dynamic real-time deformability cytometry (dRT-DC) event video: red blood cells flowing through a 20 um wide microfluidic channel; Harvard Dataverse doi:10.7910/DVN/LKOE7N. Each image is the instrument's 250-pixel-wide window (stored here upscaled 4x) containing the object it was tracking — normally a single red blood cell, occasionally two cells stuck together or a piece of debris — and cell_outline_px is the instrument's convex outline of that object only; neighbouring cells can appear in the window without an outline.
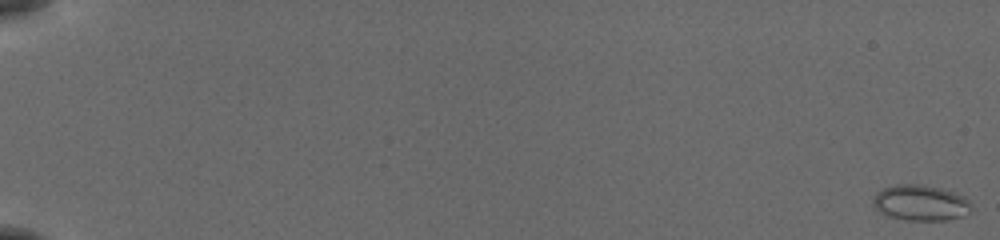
{"species": "common noctule bat (a hibernating species)", "species_latin": "Nyctalus noctula", "temperature_condition": "cold", "stored_images_in_passage": 57, "segment_of_instrument_passage": [1, 2], "camera_frame_rate_fps": 3000, "um_per_image_px": 0.085, "animal": {"sex": "female", "body_mass_g": 19.5, "forearm_length_mm": 54.1}, "frame": {"image": 1, "passage_image": 1, "time_ms": 0.0, "image_size_px": [1000, 240], "cell_outline_px": [[972, 208], [964, 216], [944, 220], [908, 220], [884, 216], [872, 208], [872, 200], [876, 192], [884, 188], [896, 184], [920, 184], [940, 188], [964, 196], [968, 200]], "centroid_in_image_um": [78.18, 17.25], "position_along_channel_um": 6.8, "area_um2": 20.69}}
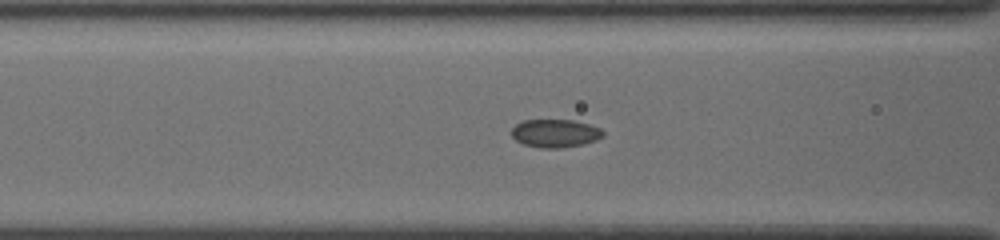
{"frame": {"image": 2, "passage_image": 26, "time_ms": 8.333, "image_size_px": [1000, 240], "cell_outline_px": [[604, 136], [596, 140], [584, 144], [560, 148], [540, 148], [524, 144], [516, 140], [512, 136], [512, 128], [516, 124], [524, 120], [576, 120], [600, 128], [604, 132]], "centroid_in_image_um": [47.21, 11.33], "position_along_channel_um": 119.4, "area_um2": 15.03}}
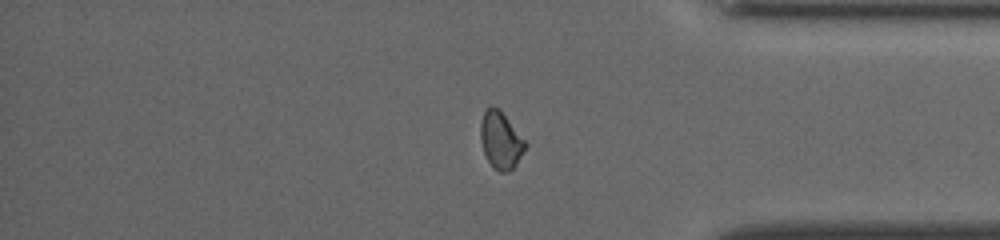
{"frame": {"image": 3, "passage_image": 48, "time_ms": 15.667, "image_size_px": [1000, 240], "cell_outline_px": [[528, 144], [516, 164], [508, 172], [500, 172], [492, 168], [484, 152], [480, 140], [480, 124], [484, 112], [492, 104], [500, 108]], "centroid_in_image_um": [42.56, 11.9], "position_along_channel_um": 392.6, "area_um2": 15.03}}